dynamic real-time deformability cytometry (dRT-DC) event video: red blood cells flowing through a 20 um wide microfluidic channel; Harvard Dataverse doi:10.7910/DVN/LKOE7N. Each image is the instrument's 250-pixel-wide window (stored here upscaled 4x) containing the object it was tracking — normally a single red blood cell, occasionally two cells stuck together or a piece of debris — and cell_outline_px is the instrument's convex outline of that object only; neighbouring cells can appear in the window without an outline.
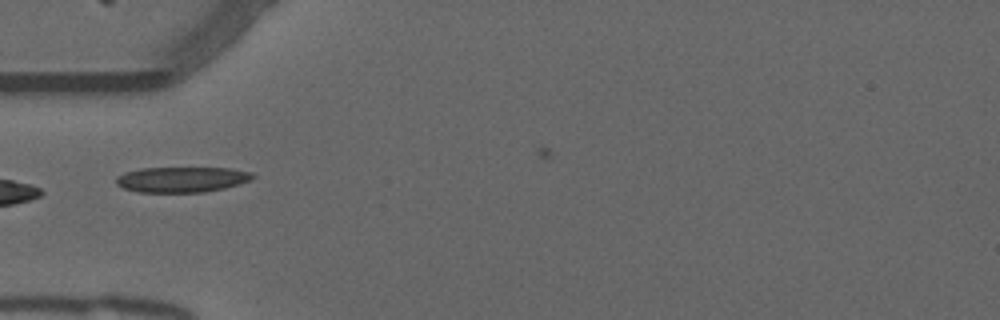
{"species": "common noctule bat (a hibernating species)", "species_latin": "Nyctalus noctula", "temperature_condition": "warm", "stored_images_in_passage": 24, "camera_frame_rate_fps": 3000, "um_per_image_px": 0.085, "animal": {"sex": "male", "forearm_length_mm": 52.5}, "frame": {"image": 1, "passage_image": 1, "time_ms": 0.0, "image_size_px": [1000, 320], "cell_outline_px": [[256, 176], [252, 180], [224, 188], [204, 192], [140, 192], [124, 188], [116, 184], [116, 176], [124, 172], [140, 168], [232, 168], [252, 172]], "centroid_in_image_um": [15.47, 15.25], "position_along_channel_um": 69.5, "area_um2": 20.35}}